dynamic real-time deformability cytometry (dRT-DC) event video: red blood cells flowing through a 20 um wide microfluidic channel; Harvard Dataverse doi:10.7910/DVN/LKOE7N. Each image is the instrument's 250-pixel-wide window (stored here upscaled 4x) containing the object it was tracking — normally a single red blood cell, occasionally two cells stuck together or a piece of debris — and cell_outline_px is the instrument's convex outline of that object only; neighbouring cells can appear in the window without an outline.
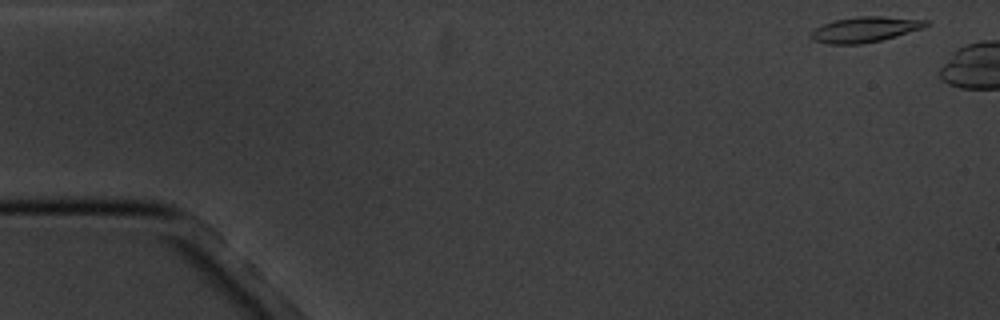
{"species": "common noctule bat (a hibernating species)", "species_latin": "Nyctalus noctula", "temperature_condition": "cold", "stored_images_in_passage": 2, "camera_frame_rate_fps": 3000, "um_per_image_px": 0.085, "animal": {"sex": "male", "body_mass_g": 20.1, "forearm_length_mm": 53.5}, "frame": {"image": 1, "passage_image": 1, "time_ms": 0.0, "image_size_px": [1000, 320], "cell_outline_px": [[928, 24], [920, 28], [896, 36], [880, 40], [860, 44], [828, 44], [812, 40], [808, 36], [816, 28], [824, 24], [836, 20], [856, 16], [880, 16], [928, 20]], "centroid_in_image_um": [73.47, 2.51], "position_along_channel_um": 11.5, "area_um2": 16.76}}